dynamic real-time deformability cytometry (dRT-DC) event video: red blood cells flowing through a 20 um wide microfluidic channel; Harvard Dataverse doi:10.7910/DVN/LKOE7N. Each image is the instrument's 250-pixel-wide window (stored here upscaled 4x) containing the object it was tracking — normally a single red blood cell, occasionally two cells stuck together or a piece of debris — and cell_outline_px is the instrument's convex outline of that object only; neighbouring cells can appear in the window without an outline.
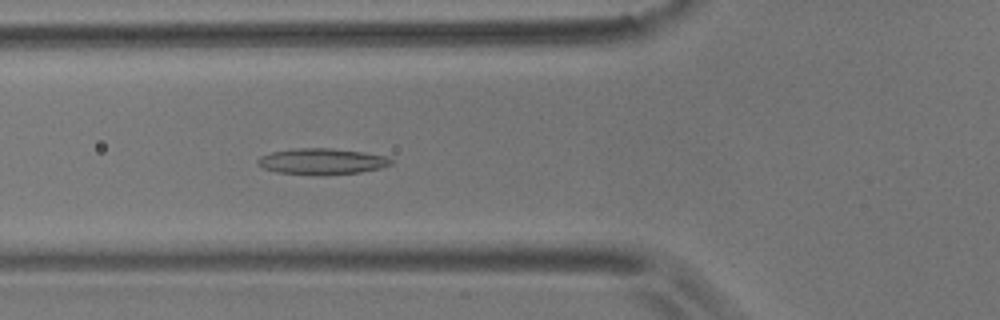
{"species": "common noctule bat (a hibernating species)", "species_latin": "Nyctalus noctula", "temperature_condition": "room temperature", "stored_images_in_passage": 55, "camera_frame_rate_fps": 3000, "um_per_image_px": 0.085, "animal": {"sex": "male", "body_mass_g": 17.9}, "frame": {"image": 1, "passage_image": 19, "time_ms": 6.0, "image_size_px": [1000, 320], "cell_outline_px": [[392, 164], [380, 168], [360, 172], [320, 176], [276, 172], [264, 168], [256, 164], [256, 160], [260, 156], [272, 152], [292, 148], [332, 148], [364, 152], [388, 156], [392, 160]], "centroid_in_image_um": [27.35, 13.72], "position_along_channel_um": 98.5, "area_um2": 20.58}}
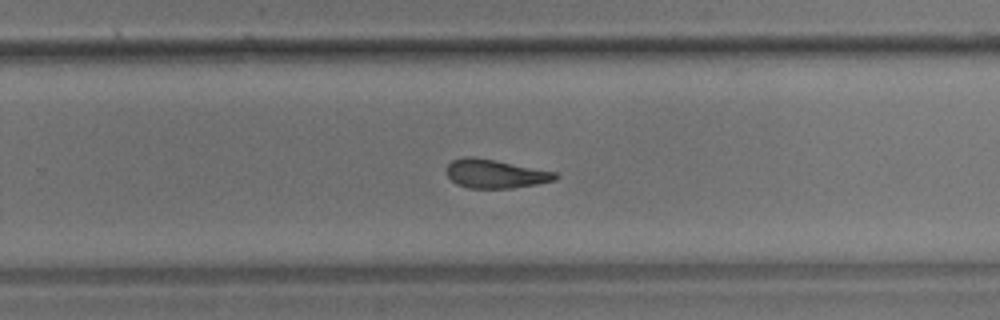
{"frame": {"image": 2, "passage_image": 35, "time_ms": 11.333, "image_size_px": [1000, 320], "cell_outline_px": [[560, 176], [556, 180], [536, 184], [512, 188], [468, 188], [456, 184], [444, 172], [444, 168], [452, 160], [464, 156], [472, 156], [496, 160], [556, 172]], "centroid_in_image_um": [42.06, 14.76], "position_along_channel_um": 287.7, "area_um2": 18.44}}
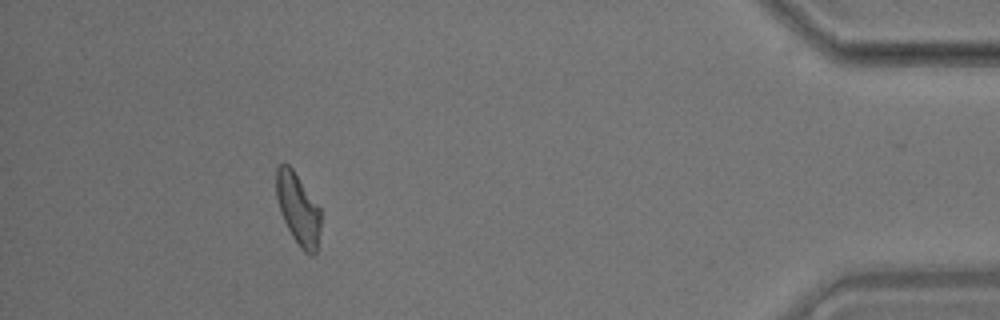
{"frame": {"image": 3, "passage_image": 50, "time_ms": 16.333, "image_size_px": [1000, 320], "cell_outline_px": [[320, 228], [316, 252], [312, 256], [304, 252], [300, 248], [292, 236], [280, 212], [276, 196], [276, 168], [280, 164], [288, 164], [292, 168], [320, 208]], "centroid_in_image_um": [25.33, 17.77], "position_along_channel_um": 409.9, "area_um2": 18.38}, "authors_computed_cell_mechanics": {"area_um2": 19.074, "velocity_mm_per_s": 3.5534, "shape_relaxation_time_tau1_ms": null, "shape_relaxation_time_tau2_ms": 4.2359, "deformation_change_tau1": null, "deformation_change_tau2": 0.1341}}